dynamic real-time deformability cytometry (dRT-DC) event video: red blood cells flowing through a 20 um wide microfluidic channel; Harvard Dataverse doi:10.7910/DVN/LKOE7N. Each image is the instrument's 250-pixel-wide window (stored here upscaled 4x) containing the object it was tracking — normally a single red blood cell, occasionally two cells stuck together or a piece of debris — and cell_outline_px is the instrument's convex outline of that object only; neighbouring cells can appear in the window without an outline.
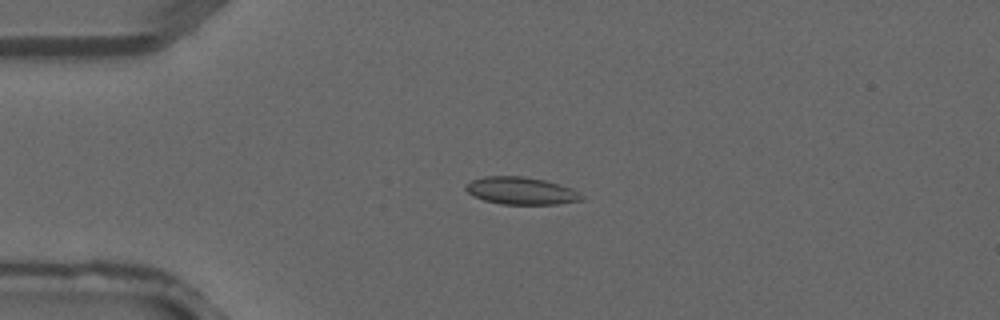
{"species": "common noctule bat (a hibernating species)", "species_latin": "Nyctalus noctula", "temperature_condition": "warm", "stored_images_in_passage": 3, "camera_frame_rate_fps": 3000, "um_per_image_px": 0.085, "animal": {"sex": "male", "forearm_length_mm": 52.5}, "frame": {"image": 1, "passage_image": 2, "time_ms": 0.333, "image_size_px": [1000, 320], "cell_outline_px": [[584, 200], [556, 204], [500, 204], [484, 200], [472, 196], [464, 188], [464, 184], [472, 180], [484, 176], [524, 176], [544, 180], [560, 184], [572, 188], [584, 196]], "centroid_in_image_um": [44.28, 16.21], "position_along_channel_um": 40.7, "area_um2": 18.67}}